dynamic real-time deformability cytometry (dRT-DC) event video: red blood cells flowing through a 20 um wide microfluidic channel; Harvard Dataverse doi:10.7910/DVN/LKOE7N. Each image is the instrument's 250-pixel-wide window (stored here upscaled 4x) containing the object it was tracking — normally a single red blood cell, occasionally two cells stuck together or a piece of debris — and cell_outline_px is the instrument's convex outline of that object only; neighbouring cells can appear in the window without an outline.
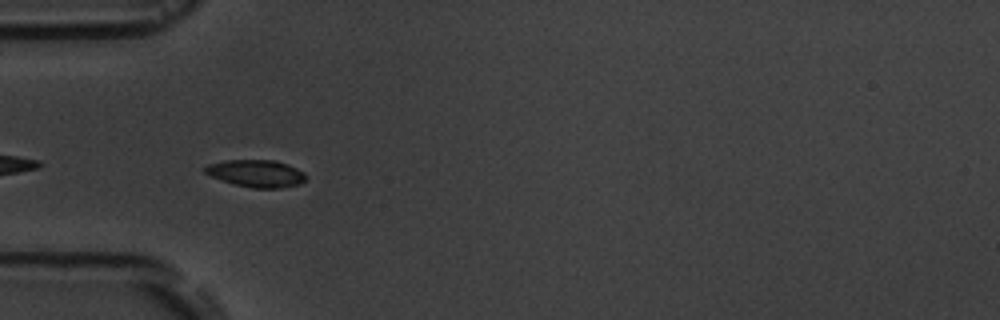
{"species": "common noctule bat (a hibernating species)", "species_latin": "Nyctalus noctula", "temperature_condition": "room temperature", "stored_images_in_passage": 5, "camera_frame_rate_fps": 3000, "um_per_image_px": 0.085, "animal": {"sex": "male", "body_mass_g": 19.5, "forearm_length_mm": 54.6}, "frame": {"image": 1, "passage_image": 4, "time_ms": 3.667, "image_size_px": [1000, 320], "cell_outline_px": [[308, 176], [300, 184], [280, 188], [252, 188], [236, 184], [212, 176], [204, 172], [204, 168], [208, 164], [228, 160], [276, 160], [288, 164], [304, 172]], "centroid_in_image_um": [21.83, 14.73], "position_along_channel_um": 63.2, "area_um2": 15.9}}
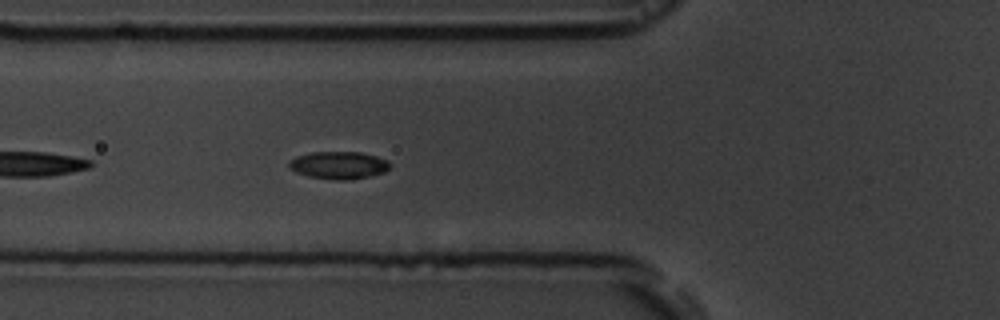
{"frame": {"image": 2, "passage_image": 5, "time_ms": 4.667, "image_size_px": [1000, 320], "cell_outline_px": [[392, 164], [384, 172], [352, 180], [332, 180], [308, 176], [296, 172], [288, 164], [296, 156], [312, 152], [360, 152], [376, 156], [388, 160]], "centroid_in_image_um": [28.82, 14.04], "position_along_channel_um": 97.0, "area_um2": 16.13}}